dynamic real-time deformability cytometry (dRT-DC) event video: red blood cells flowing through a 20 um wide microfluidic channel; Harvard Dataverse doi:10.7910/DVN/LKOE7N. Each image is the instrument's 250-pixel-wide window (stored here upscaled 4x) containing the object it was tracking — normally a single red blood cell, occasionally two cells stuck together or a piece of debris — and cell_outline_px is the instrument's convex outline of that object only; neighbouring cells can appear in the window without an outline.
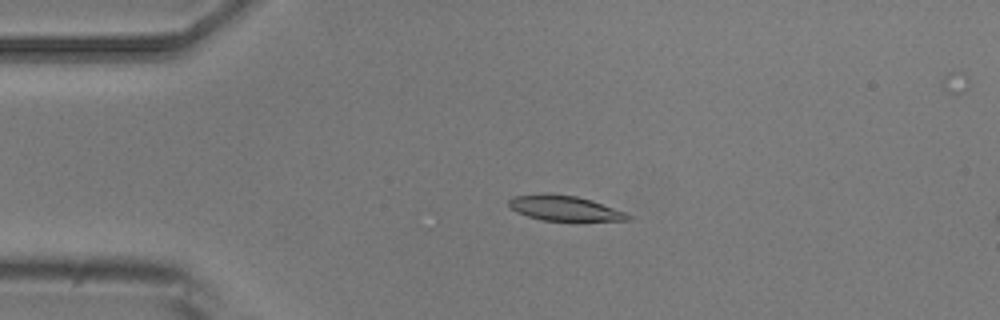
{"species": "common noctule bat (a hibernating species)", "species_latin": "Nyctalus noctula", "temperature_condition": "room temperature", "stored_images_in_passage": 5, "camera_frame_rate_fps": 3000, "um_per_image_px": 0.085, "animal": {"sex": "male", "body_mass_g": 20.5, "forearm_length_mm": 52.5}, "frame": {"image": 1, "passage_image": 3, "time_ms": 3.333, "image_size_px": [1000, 320], "cell_outline_px": [[632, 220], [540, 220], [516, 212], [508, 204], [508, 200], [512, 196], [544, 192], [548, 192], [576, 196], [592, 200], [624, 212], [632, 216]], "centroid_in_image_um": [47.92, 17.67], "position_along_channel_um": 37.1, "area_um2": 17.46}}